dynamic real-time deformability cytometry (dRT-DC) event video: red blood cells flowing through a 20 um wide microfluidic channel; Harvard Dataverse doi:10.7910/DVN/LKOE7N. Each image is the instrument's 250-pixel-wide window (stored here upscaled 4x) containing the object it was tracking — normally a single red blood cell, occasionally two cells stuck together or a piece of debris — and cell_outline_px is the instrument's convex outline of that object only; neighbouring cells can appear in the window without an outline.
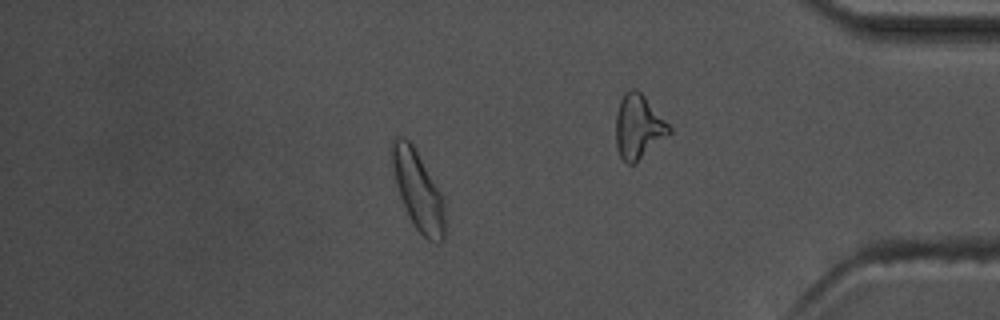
{"species": "common noctule bat (a hibernating species)", "species_latin": "Nyctalus noctula", "temperature_condition": "warm", "stored_images_in_passage": 57, "camera_frame_rate_fps": 3000, "um_per_image_px": 0.085, "animal": {"sex": "male", "body_mass_g": 17.5, "forearm_length_mm": 52.3}, "frame": {"image": 1, "passage_image": 49, "time_ms": 16.0, "image_size_px": [1000, 320], "cell_outline_px": [[448, 232], [444, 240], [440, 244], [436, 244], [428, 240], [416, 228], [408, 216], [400, 196], [396, 184], [392, 164], [392, 140], [396, 136], [400, 136], [408, 140], [412, 144], [440, 192], [444, 200]], "centroid_in_image_um": [35.59, 16.3], "position_along_channel_um": 399.6, "area_um2": 24.51}, "authors_computed_cell_mechanics": {"area_um2": 21.9062, "velocity_mm_per_s": 3.666, "shape_relaxation_time_tau1_ms": 4.3815, "shape_relaxation_time_tau2_ms": 1.4754, "deformation_change_tau1": 0.0986, "deformation_change_tau2": 0.0541}}